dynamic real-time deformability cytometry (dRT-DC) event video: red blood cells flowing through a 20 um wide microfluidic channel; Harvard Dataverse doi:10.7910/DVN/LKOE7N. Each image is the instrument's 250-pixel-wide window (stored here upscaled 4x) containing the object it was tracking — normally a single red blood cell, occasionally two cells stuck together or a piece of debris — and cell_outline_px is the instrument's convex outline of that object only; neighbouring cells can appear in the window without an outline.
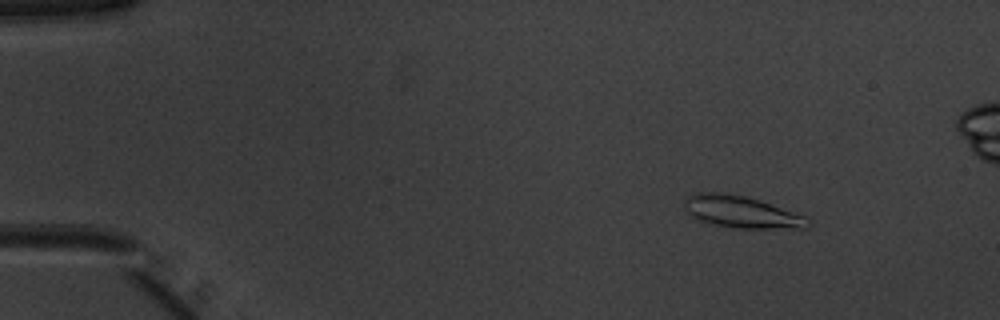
{"species": "common noctule bat (a hibernating species)", "species_latin": "Nyctalus noctula", "temperature_condition": "warm", "stored_images_in_passage": 50, "camera_frame_rate_fps": 3000, "um_per_image_px": 0.085, "animal": {"sex": "male", "body_mass_g": 20.1, "forearm_length_mm": 53.5}, "frame": {"image": 1, "passage_image": 4, "time_ms": 1.0, "image_size_px": [1000, 320], "cell_outline_px": [[812, 224], [804, 228], [732, 228], [712, 224], [696, 220], [688, 216], [684, 204], [684, 200], [688, 196], [696, 192], [724, 192], [744, 196], [808, 216], [812, 220]], "centroid_in_image_um": [63.0, 18.02], "position_along_channel_um": 22.0, "area_um2": 23.29}}
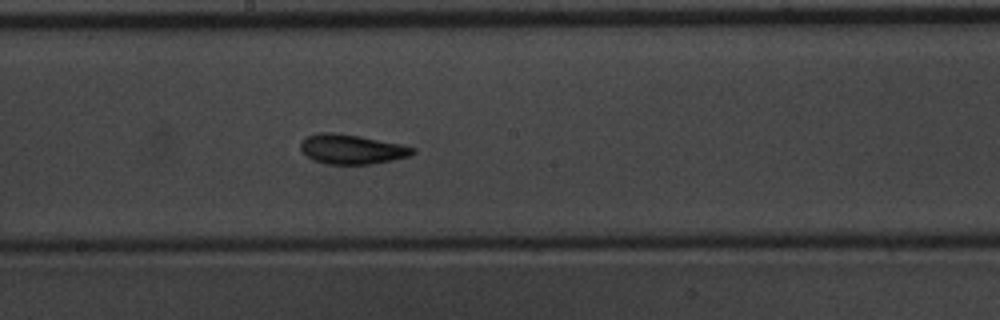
{"frame": {"image": 2, "passage_image": 26, "time_ms": 8.333, "image_size_px": [1000, 320], "cell_outline_px": [[416, 152], [408, 156], [392, 160], [368, 164], [324, 164], [312, 160], [300, 148], [300, 140], [304, 136], [320, 132], [332, 132], [360, 136], [400, 144], [416, 148]], "centroid_in_image_um": [29.85, 12.67], "position_along_channel_um": 218.4, "area_um2": 19.42}}
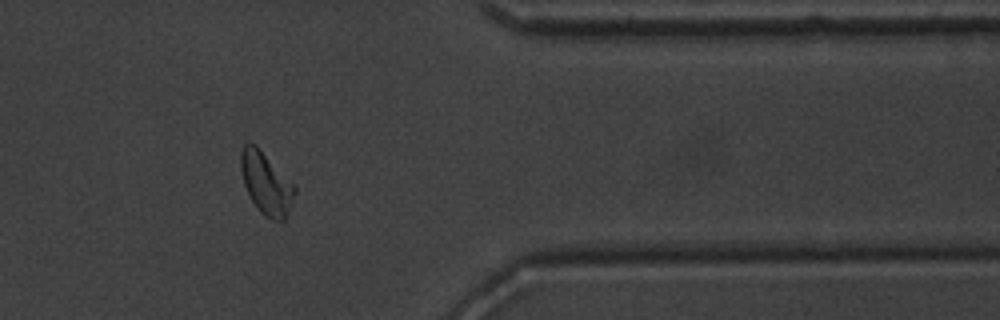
{"frame": {"image": 3, "passage_image": 40, "time_ms": 13.0, "image_size_px": [1000, 320], "cell_outline_px": [[296, 192], [288, 212], [284, 220], [272, 220], [264, 216], [256, 208], [244, 184], [240, 168], [240, 152], [244, 144], [248, 140], [256, 144], [296, 184]], "centroid_in_image_um": [22.63, 15.53], "position_along_channel_um": 388.8, "area_um2": 19.94}, "authors_computed_cell_mechanics": {"area_um2": 19.1896, "velocity_mm_per_s": 3.9653, "shape_relaxation_time_tau1_ms": 3.9728, "shape_relaxation_time_tau2_ms": 2.1361, "deformation_change_tau1": 0.1353, "deformation_change_tau2": 0.1004}}